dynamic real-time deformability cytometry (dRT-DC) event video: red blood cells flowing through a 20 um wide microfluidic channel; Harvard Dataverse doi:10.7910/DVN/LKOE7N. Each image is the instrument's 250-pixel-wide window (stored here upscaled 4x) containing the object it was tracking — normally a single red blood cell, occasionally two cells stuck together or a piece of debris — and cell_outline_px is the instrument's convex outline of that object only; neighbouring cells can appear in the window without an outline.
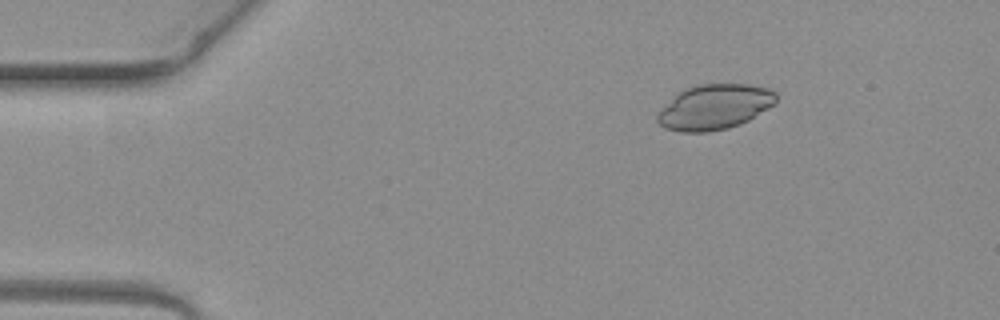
{"species": "common noctule bat (a hibernating species)", "species_latin": "Nyctalus noctula", "temperature_condition": "warm", "stored_images_in_passage": 3, "camera_frame_rate_fps": 3000, "um_per_image_px": 0.085, "animal": {"sex": "female", "body_mass_g": 19.3, "forearm_length_mm": 54.1}, "frame": {"image": 1, "passage_image": 1, "time_ms": 0.0, "image_size_px": [1000, 320], "cell_outline_px": [[776, 104], [748, 120], [740, 124], [728, 128], [708, 132], [680, 132], [664, 128], [656, 120], [656, 116], [660, 108], [684, 88], [696, 84], [748, 84], [768, 88], [776, 92]], "centroid_in_image_um": [60.72, 9.09], "position_along_channel_um": 24.3, "area_um2": 31.44}}